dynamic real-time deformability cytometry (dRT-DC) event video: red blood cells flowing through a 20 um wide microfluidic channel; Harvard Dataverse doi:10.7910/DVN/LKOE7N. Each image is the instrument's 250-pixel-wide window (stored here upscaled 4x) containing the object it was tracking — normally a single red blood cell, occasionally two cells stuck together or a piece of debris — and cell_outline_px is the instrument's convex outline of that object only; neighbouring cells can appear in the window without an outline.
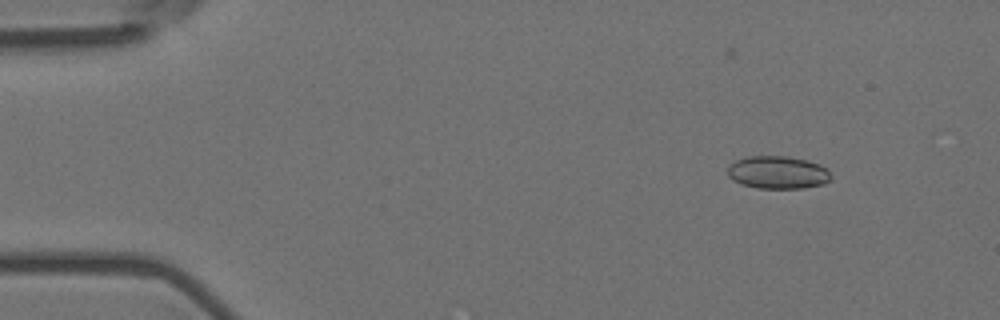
{"species": "Egyptian fruit bat (a non-hibernating species)", "species_latin": "Rousettus aegyptiacus", "temperature_condition": "room temperature", "stored_images_in_passage": 6, "camera_frame_rate_fps": 3000, "um_per_image_px": 0.085, "animal": {"sex": "female"}, "frame": {"image": 1, "passage_image": 2, "time_ms": 0.333, "image_size_px": [1000, 320], "cell_outline_px": [[832, 176], [824, 184], [804, 188], [756, 188], [740, 184], [732, 180], [728, 176], [728, 168], [736, 160], [744, 156], [788, 156], [820, 164], [828, 168]], "centroid_in_image_um": [66.11, 14.66], "position_along_channel_um": 18.9, "area_um2": 19.88}}
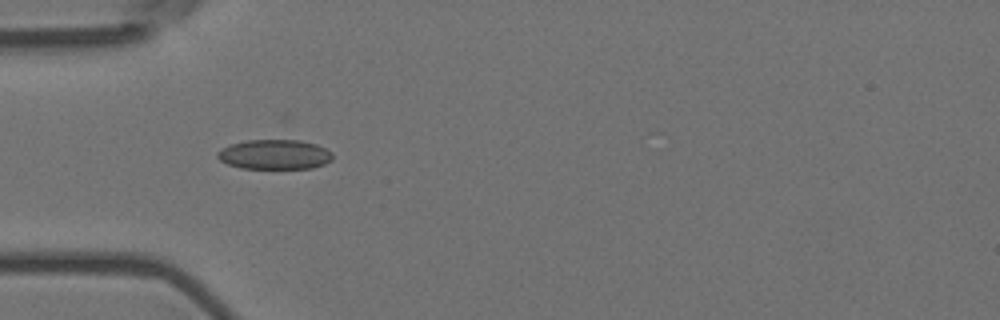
{"frame": {"image": 2, "passage_image": 5, "time_ms": 1.333, "image_size_px": [1000, 320], "cell_outline_px": [[332, 160], [324, 164], [312, 168], [240, 168], [228, 164], [220, 160], [216, 156], [216, 152], [228, 144], [248, 140], [300, 140], [316, 144], [332, 152]], "centroid_in_image_um": [23.32, 13.12], "position_along_channel_um": 61.7, "area_um2": 20.0}}
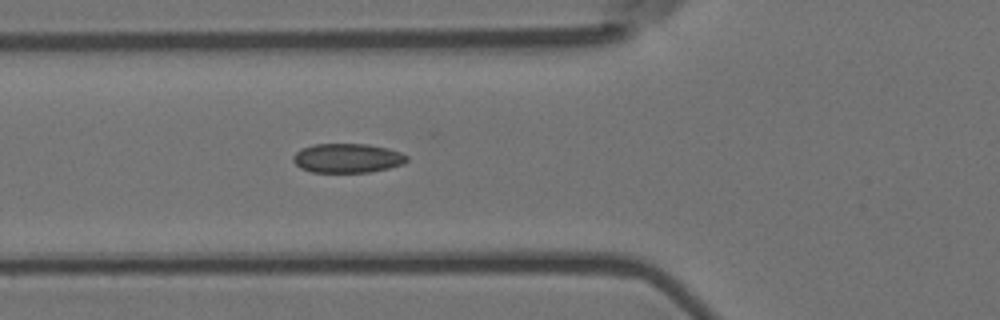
{"frame": {"image": 3, "passage_image": 6, "time_ms": 1.667, "image_size_px": [1000, 320], "cell_outline_px": [[408, 160], [404, 164], [388, 168], [368, 172], [312, 172], [300, 168], [292, 160], [292, 156], [300, 148], [316, 144], [368, 144], [388, 148], [400, 152], [408, 156]], "centroid_in_image_um": [29.52, 13.44], "position_along_channel_um": 96.3, "area_um2": 19.48}}